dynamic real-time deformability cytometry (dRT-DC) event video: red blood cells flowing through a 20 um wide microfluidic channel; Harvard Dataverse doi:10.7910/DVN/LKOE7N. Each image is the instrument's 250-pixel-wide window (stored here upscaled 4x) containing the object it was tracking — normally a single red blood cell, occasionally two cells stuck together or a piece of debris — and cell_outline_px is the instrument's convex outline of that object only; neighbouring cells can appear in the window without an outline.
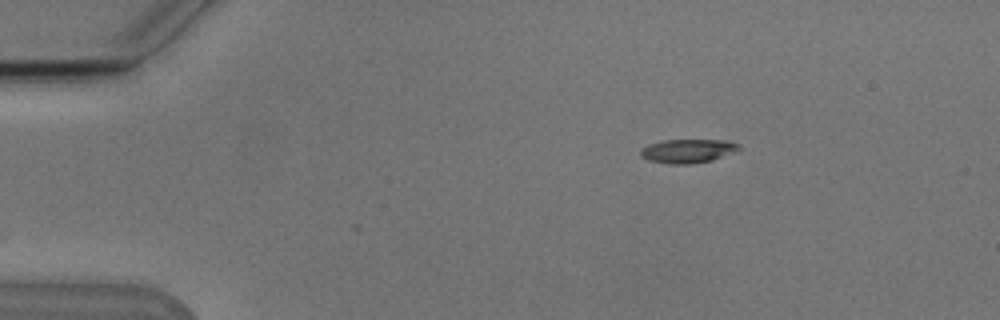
{"species": "Egyptian fruit bat (a non-hibernating species)", "species_latin": "Rousettus aegyptiacus", "temperature_condition": "cold", "stored_images_in_passage": 3, "camera_frame_rate_fps": 3000, "um_per_image_px": 0.085, "animal": {"sex": "male"}, "frame": {"image": 1, "passage_image": 3, "time_ms": 2.333, "image_size_px": [1000, 320], "cell_outline_px": [[744, 148], [736, 152], [712, 160], [692, 164], [668, 164], [648, 160], [640, 156], [640, 148], [648, 144], [664, 140], [728, 140], [740, 144]], "centroid_in_image_um": [58.5, 12.83], "position_along_channel_um": 26.5, "area_um2": 13.99}}